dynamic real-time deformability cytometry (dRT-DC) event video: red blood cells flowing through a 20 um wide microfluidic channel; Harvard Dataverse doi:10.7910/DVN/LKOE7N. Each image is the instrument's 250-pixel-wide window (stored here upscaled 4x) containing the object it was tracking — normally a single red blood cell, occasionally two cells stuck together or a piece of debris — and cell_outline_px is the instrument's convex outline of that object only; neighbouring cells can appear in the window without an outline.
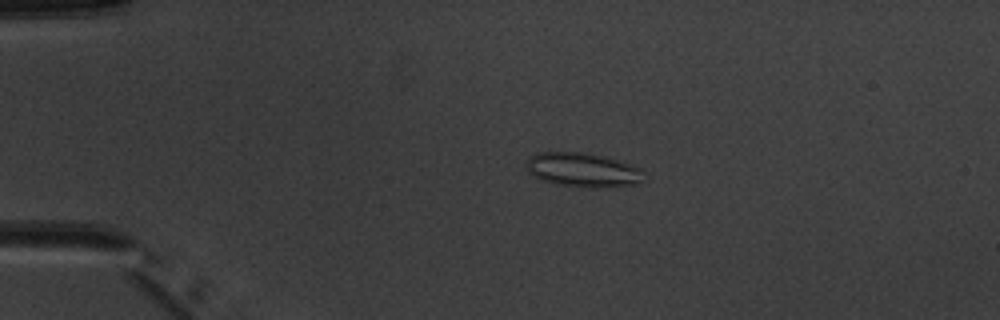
{"species": "common noctule bat (a hibernating species)", "species_latin": "Nyctalus noctula", "temperature_condition": "warm", "stored_images_in_passage": 7, "camera_frame_rate_fps": 3000, "um_per_image_px": 0.085, "animal": {"sex": "male", "body_mass_g": 20.1, "forearm_length_mm": 53.5}, "frame": {"image": 1, "passage_image": 4, "time_ms": 3.667, "image_size_px": [1000, 320], "cell_outline_px": [[644, 172], [640, 180], [636, 184], [612, 188], [588, 188], [556, 184], [540, 180], [528, 172], [528, 156], [536, 152], [584, 152], [604, 156], [640, 168]], "centroid_in_image_um": [49.52, 14.45], "position_along_channel_um": 35.5, "area_um2": 23.58}}
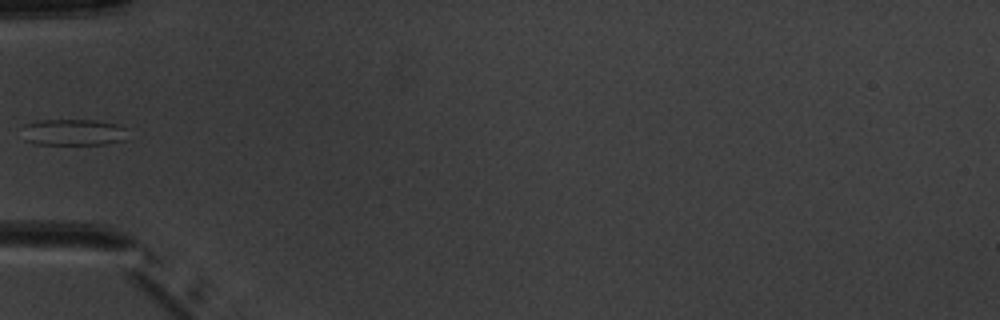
{"frame": {"image": 2, "passage_image": 6, "time_ms": 6.0, "image_size_px": [1000, 320], "cell_outline_px": [[128, 128], [124, 140], [108, 144], [36, 144], [24, 140], [20, 128], [24, 124], [36, 120], [96, 120], [116, 124]], "centroid_in_image_um": [6.18, 11.24], "position_along_channel_um": 78.8, "area_um2": 16.59}}
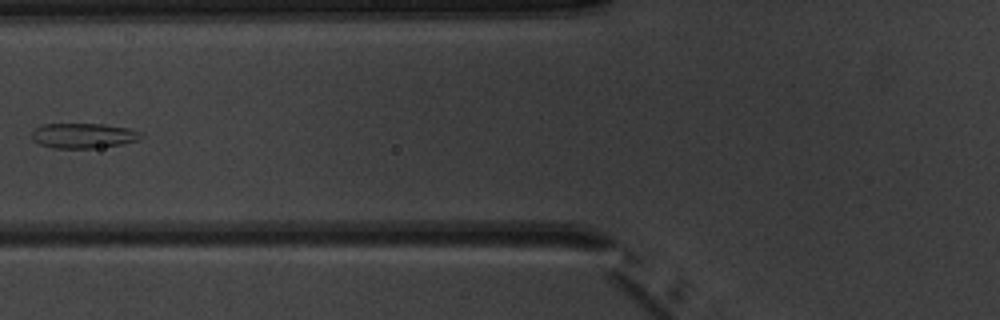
{"frame": {"image": 3, "passage_image": 7, "time_ms": 7.0, "image_size_px": [1000, 320], "cell_outline_px": [[140, 140], [124, 144], [100, 148], [52, 148], [40, 144], [32, 140], [32, 132], [36, 128], [44, 124], [104, 124], [128, 128], [140, 132]], "centroid_in_image_um": [7.09, 11.54], "position_along_channel_um": 118.7, "area_um2": 16.01}}